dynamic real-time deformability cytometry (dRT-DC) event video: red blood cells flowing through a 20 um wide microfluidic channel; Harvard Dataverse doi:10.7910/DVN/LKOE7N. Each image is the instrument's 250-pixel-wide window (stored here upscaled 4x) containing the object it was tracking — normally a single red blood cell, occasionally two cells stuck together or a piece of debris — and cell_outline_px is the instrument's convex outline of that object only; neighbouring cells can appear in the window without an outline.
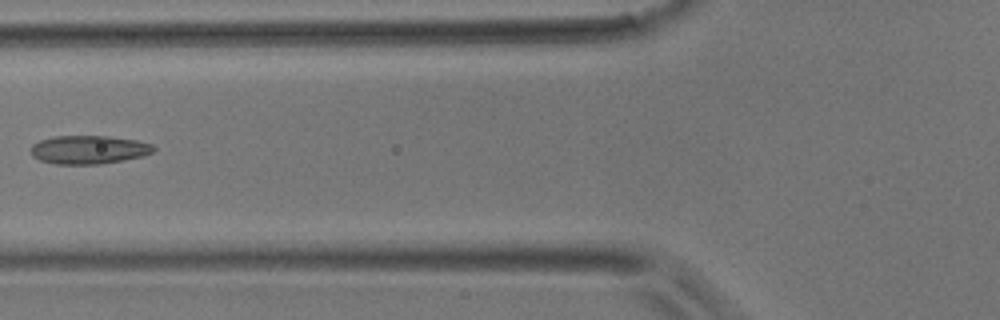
{"species": "common noctule bat (a hibernating species)", "species_latin": "Nyctalus noctula", "temperature_condition": "room temperature", "stored_images_in_passage": 4, "camera_frame_rate_fps": 3000, "um_per_image_px": 0.085, "animal": {"sex": "male", "body_mass_g": 17.9}, "frame": {"image": 1, "passage_image": 4, "time_ms": 1.0, "image_size_px": [1000, 320], "cell_outline_px": [[156, 148], [152, 152], [144, 156], [124, 160], [100, 164], [56, 164], [40, 160], [32, 156], [32, 144], [40, 140], [52, 136], [104, 136], [136, 140], [152, 144]], "centroid_in_image_um": [7.55, 12.72], "position_along_channel_um": 118.3, "area_um2": 20.35}}